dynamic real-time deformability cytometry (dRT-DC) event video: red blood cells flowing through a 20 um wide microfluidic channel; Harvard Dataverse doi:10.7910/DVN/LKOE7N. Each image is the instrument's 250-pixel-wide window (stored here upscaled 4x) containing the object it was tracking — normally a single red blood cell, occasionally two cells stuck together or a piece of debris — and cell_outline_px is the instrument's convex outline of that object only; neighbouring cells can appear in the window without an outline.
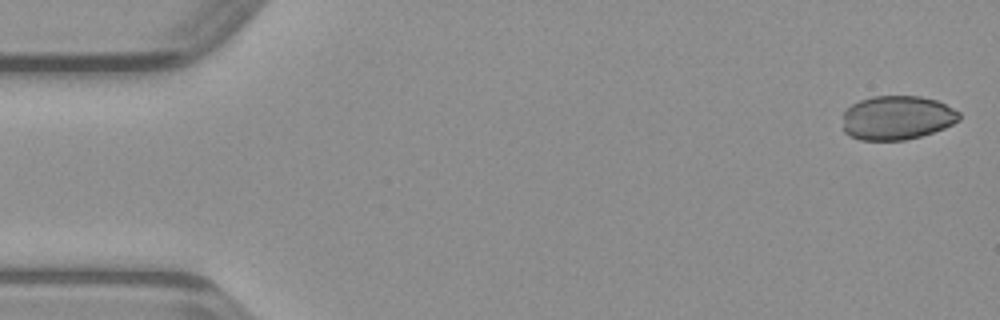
{"species": "common noctule bat (a hibernating species)", "species_latin": "Nyctalus noctula", "temperature_condition": "warm", "stored_images_in_passage": 47, "camera_frame_rate_fps": 3000, "um_per_image_px": 0.085, "animal": {"sex": "male", "body_mass_g": 23.1, "forearm_length_mm": 52.7}, "frame": {"image": 1, "passage_image": 1, "time_ms": 0.0, "image_size_px": [1000, 320], "cell_outline_px": [[960, 120], [944, 128], [920, 136], [904, 140], [860, 140], [848, 136], [844, 132], [844, 112], [852, 104], [860, 100], [872, 96], [920, 96], [936, 100], [960, 112]], "centroid_in_image_um": [76.24, 10.01], "position_along_channel_um": 8.8, "area_um2": 29.88}}